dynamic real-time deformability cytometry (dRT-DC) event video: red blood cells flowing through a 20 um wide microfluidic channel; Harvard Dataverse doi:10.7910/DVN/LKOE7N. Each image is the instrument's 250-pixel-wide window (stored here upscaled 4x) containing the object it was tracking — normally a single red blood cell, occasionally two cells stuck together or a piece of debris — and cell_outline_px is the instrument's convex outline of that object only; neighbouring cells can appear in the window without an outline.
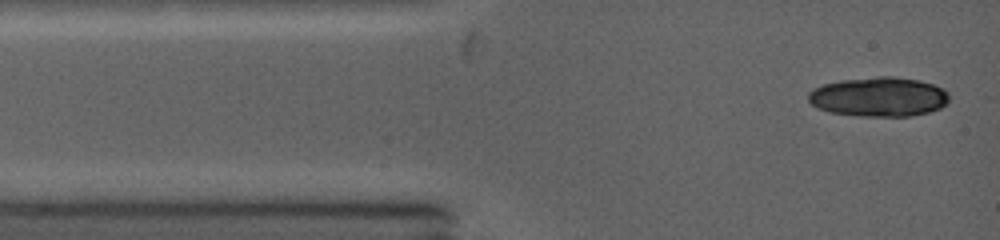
{"species": "common noctule bat (a hibernating species)", "species_latin": "Nyctalus noctula", "temperature_condition": "warm", "stored_images_in_passage": 3, "camera_frame_rate_fps": 5000, "um_per_image_px": 0.085, "animal": {"sex": "female", "body_mass_g": 19.0, "forearm_length_mm": 53.3}, "frame": {"image": 1, "passage_image": 1, "time_ms": 0.0, "image_size_px": [1000, 240], "cell_outline_px": [[948, 100], [940, 108], [928, 112], [912, 116], [860, 116], [828, 112], [816, 108], [808, 100], [808, 92], [824, 84], [844, 80], [880, 76], [892, 76], [916, 80], [932, 84], [948, 92]], "centroid_in_image_um": [74.67, 8.24], "position_along_channel_um": 10.3, "area_um2": 32.14}}